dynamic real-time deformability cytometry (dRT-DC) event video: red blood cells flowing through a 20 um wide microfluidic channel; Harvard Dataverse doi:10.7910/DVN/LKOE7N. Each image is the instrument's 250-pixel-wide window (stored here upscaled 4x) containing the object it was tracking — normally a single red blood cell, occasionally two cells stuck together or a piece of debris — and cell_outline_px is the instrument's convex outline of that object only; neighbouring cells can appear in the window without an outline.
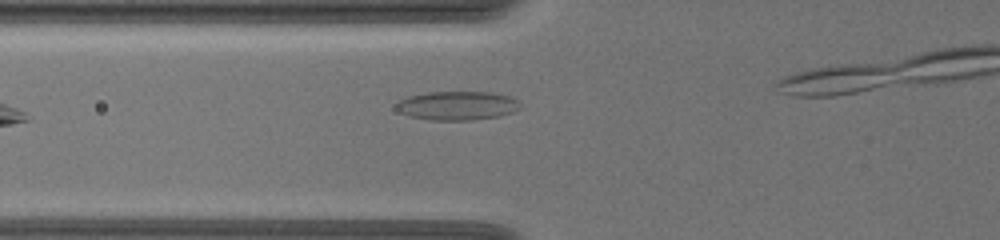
{"species": "common noctule bat (a hibernating species)", "species_latin": "Nyctalus noctula", "temperature_condition": "warm", "stored_images_in_passage": 31, "camera_frame_rate_fps": 3000, "um_per_image_px": 0.085, "animal": {"sex": "female", "body_mass_g": 19.5, "forearm_length_mm": 54.1}, "frame": {"image": 1, "passage_image": 2, "time_ms": 0.333, "image_size_px": [1000, 240], "cell_outline_px": [[520, 108], [512, 112], [500, 116], [472, 120], [428, 120], [408, 116], [400, 112], [396, 108], [396, 104], [400, 100], [408, 96], [428, 92], [492, 92], [508, 96], [520, 100]], "centroid_in_image_um": [38.87, 8.98], "position_along_channel_um": 86.9, "area_um2": 20.98}}
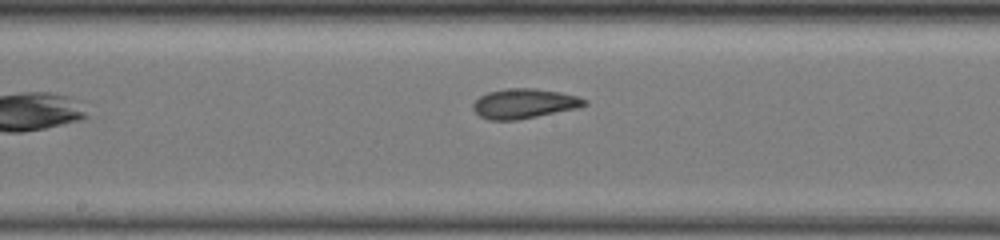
{"frame": {"image": 2, "passage_image": 12, "time_ms": 3.667, "image_size_px": [1000, 240], "cell_outline_px": [[588, 104], [576, 108], [516, 120], [488, 120], [480, 116], [472, 108], [472, 104], [480, 96], [488, 92], [504, 88], [536, 88], [560, 92], [576, 96], [588, 100]], "centroid_in_image_um": [44.53, 8.79], "position_along_channel_um": 203.7, "area_um2": 19.25}}
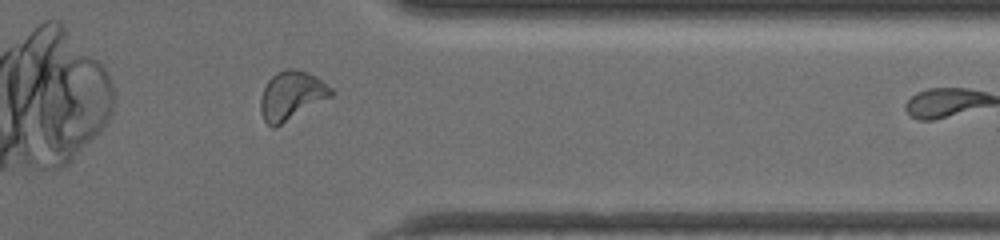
{"frame": {"image": 3, "passage_image": 28, "time_ms": 9.0, "image_size_px": [1000, 240], "cell_outline_px": [[336, 92], [332, 96], [276, 128], [272, 128], [264, 120], [260, 112], [260, 100], [264, 88], [268, 80], [276, 72], [284, 68], [292, 68], [308, 72], [316, 76], [332, 88]], "centroid_in_image_um": [24.78, 8.12], "position_along_channel_um": 386.6, "area_um2": 20.29}}